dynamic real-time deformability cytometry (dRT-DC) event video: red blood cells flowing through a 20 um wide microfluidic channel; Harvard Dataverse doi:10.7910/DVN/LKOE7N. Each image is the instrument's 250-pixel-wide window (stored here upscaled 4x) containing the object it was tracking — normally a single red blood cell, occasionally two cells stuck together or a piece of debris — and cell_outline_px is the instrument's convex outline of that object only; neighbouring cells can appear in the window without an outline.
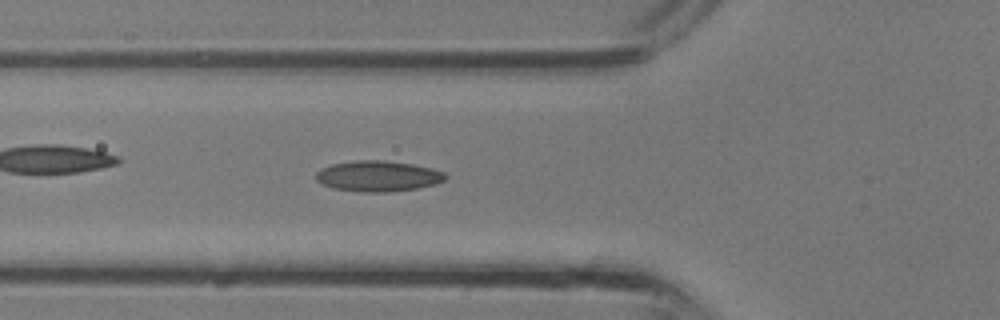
{"species": "common noctule bat (a hibernating species)", "species_latin": "Nyctalus noctula", "temperature_condition": "room temperature", "stored_images_in_passage": 29, "camera_frame_rate_fps": 3000, "um_per_image_px": 0.085, "animal": {"sex": "male", "body_mass_g": 13.3}, "frame": {"image": 1, "passage_image": 11, "time_ms": 3.333, "image_size_px": [1000, 320], "cell_outline_px": [[448, 176], [444, 180], [436, 184], [416, 188], [388, 192], [360, 192], [332, 188], [316, 180], [316, 172], [320, 168], [332, 164], [356, 160], [384, 160], [412, 164], [432, 168], [444, 172]], "centroid_in_image_um": [32.13, 14.97], "position_along_channel_um": 93.7, "area_um2": 23.24}}
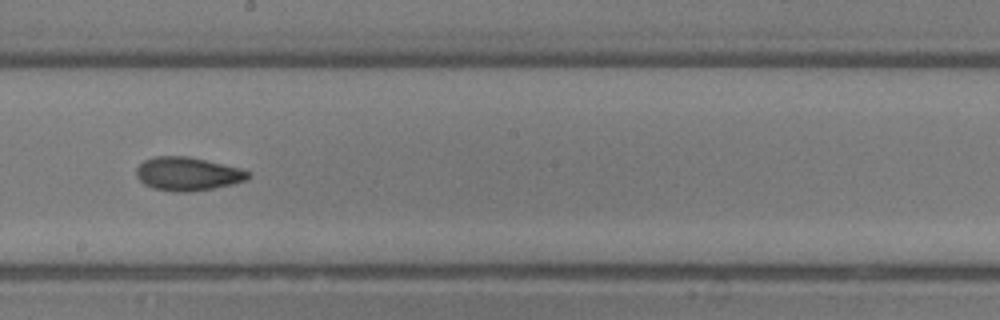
{"frame": {"image": 2, "passage_image": 18, "time_ms": 5.667, "image_size_px": [1000, 320], "cell_outline_px": [[252, 176], [248, 180], [232, 184], [212, 188], [188, 192], [176, 192], [152, 188], [144, 184], [136, 176], [136, 168], [144, 160], [156, 156], [188, 156], [240, 168], [252, 172]], "centroid_in_image_um": [15.97, 14.78], "position_along_channel_um": 232.2, "area_um2": 21.91}}
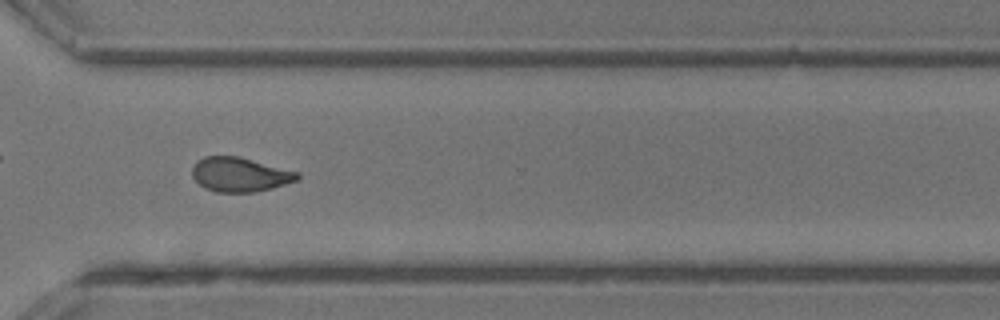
{"frame": {"image": 3, "passage_image": 24, "time_ms": 7.667, "image_size_px": [1000, 320], "cell_outline_px": [[300, 180], [272, 188], [256, 192], [216, 192], [204, 188], [192, 176], [192, 168], [196, 160], [204, 156], [236, 156], [300, 172]], "centroid_in_image_um": [20.4, 14.84], "position_along_channel_um": 350.2, "area_um2": 21.15}}